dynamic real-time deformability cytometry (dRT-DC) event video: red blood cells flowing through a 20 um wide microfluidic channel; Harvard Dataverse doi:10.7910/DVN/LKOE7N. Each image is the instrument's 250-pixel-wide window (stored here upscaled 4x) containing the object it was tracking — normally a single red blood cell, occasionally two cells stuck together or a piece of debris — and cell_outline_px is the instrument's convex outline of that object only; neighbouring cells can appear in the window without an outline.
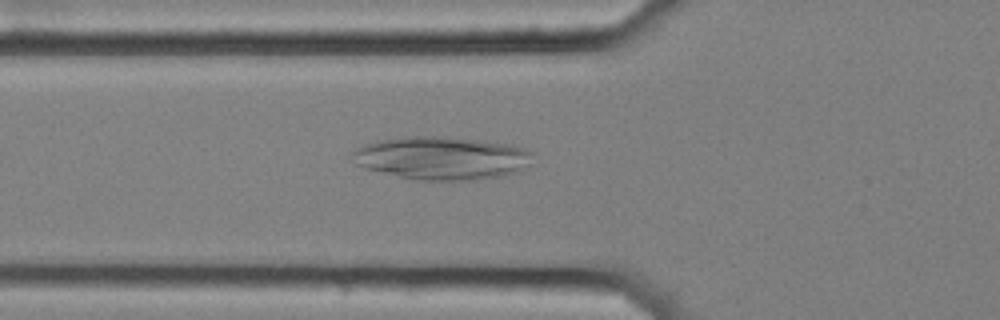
{"species": "common noctule bat (a hibernating species)", "species_latin": "Nyctalus noctula", "temperature_condition": "cold", "stored_images_in_passage": 39, "camera_frame_rate_fps": 3000, "um_per_image_px": 0.085, "animal": {"sex": "female", "body_mass_g": 25.1}, "frame": {"image": 1, "passage_image": 4, "time_ms": 1.0, "image_size_px": [1000, 320], "cell_outline_px": [[532, 164], [516, 172], [504, 176], [476, 180], [416, 180], [364, 168], [356, 164], [348, 156], [356, 148], [364, 144], [376, 140], [404, 136], [436, 136], [476, 140], [512, 144], [524, 148], [532, 152]], "centroid_in_image_um": [37.53, 13.43], "position_along_channel_um": 88.3, "area_um2": 45.72}}
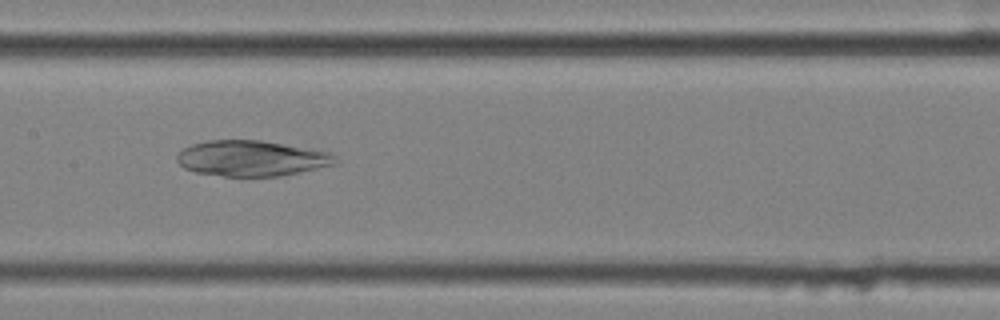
{"frame": {"image": 2, "passage_image": 12, "time_ms": 3.667, "image_size_px": [1000, 320], "cell_outline_px": [[336, 164], [280, 176], [224, 176], [196, 172], [184, 168], [176, 160], [176, 156], [184, 148], [192, 144], [208, 140], [260, 140], [328, 152], [336, 160]], "centroid_in_image_um": [21.32, 13.46], "position_along_channel_um": 186.1, "area_um2": 32.43}}
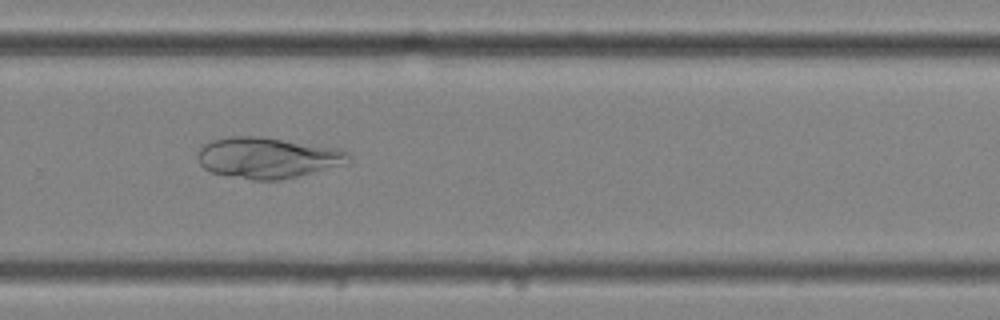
{"frame": {"image": 3, "passage_image": 22, "time_ms": 7.0, "image_size_px": [1000, 320], "cell_outline_px": [[352, 160], [344, 164], [280, 180], [252, 180], [228, 176], [212, 172], [204, 168], [200, 164], [196, 156], [200, 148], [204, 144], [212, 140], [228, 136], [260, 136], [336, 148], [348, 152], [352, 156]], "centroid_in_image_um": [22.71, 13.4], "position_along_channel_um": 307.1, "area_um2": 35.89}}